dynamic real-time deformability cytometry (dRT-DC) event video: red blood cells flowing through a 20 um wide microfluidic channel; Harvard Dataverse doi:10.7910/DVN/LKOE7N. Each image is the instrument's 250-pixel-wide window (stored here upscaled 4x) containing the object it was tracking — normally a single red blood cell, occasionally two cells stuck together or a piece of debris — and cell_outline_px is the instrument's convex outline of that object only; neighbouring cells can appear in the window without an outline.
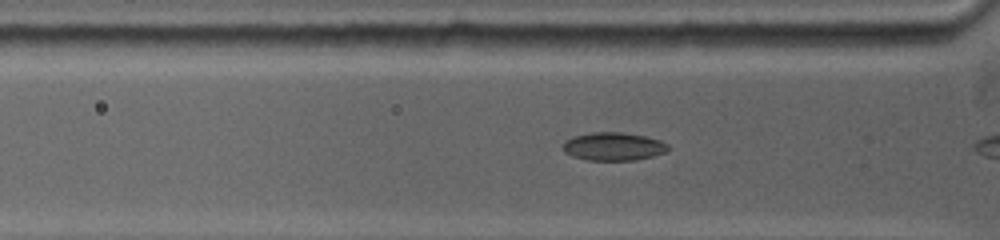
{"species": "common noctule bat (a hibernating species)", "species_latin": "Nyctalus noctula", "temperature_condition": "warm", "stored_images_in_passage": 41, "camera_frame_rate_fps": 5000, "um_per_image_px": 0.085, "animal": {"sex": "female", "body_mass_g": 19.0, "forearm_length_mm": 53.3}, "frame": {"image": 1, "passage_image": 10, "time_ms": 1.6, "image_size_px": [1000, 240], "cell_outline_px": [[672, 148], [668, 152], [636, 160], [588, 160], [572, 156], [564, 152], [560, 148], [560, 144], [564, 140], [576, 136], [592, 132], [620, 132], [644, 136], [660, 140], [668, 144]], "centroid_in_image_um": [52.13, 12.45], "position_along_channel_um": 73.7, "area_um2": 17.51}}
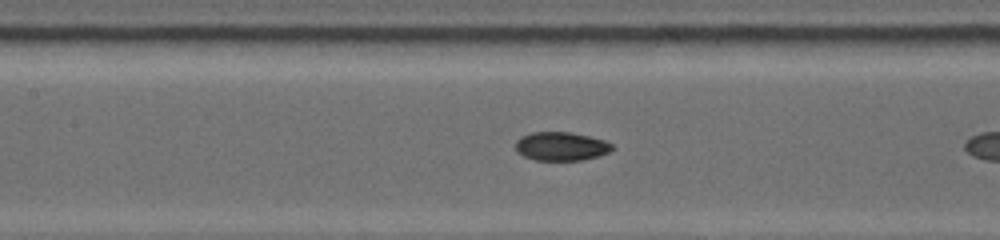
{"frame": {"image": 2, "passage_image": 27, "time_ms": 3.8, "image_size_px": [1000, 240], "cell_outline_px": [[616, 148], [600, 156], [584, 160], [532, 160], [516, 152], [516, 140], [532, 132], [568, 132], [588, 136], [604, 140], [612, 144]], "centroid_in_image_um": [47.72, 12.45], "position_along_channel_um": 159.7, "area_um2": 16.18}}
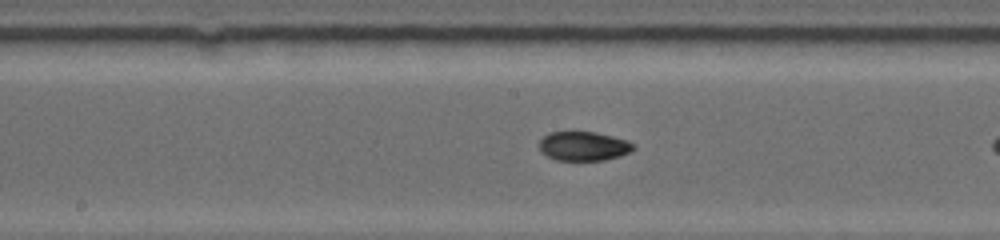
{"frame": {"image": 3, "passage_image": 35, "time_ms": 4.8, "image_size_px": [1000, 240], "cell_outline_px": [[636, 148], [632, 152], [620, 156], [604, 160], [556, 160], [540, 152], [540, 140], [544, 136], [552, 132], [592, 132], [612, 136], [628, 140], [636, 144]], "centroid_in_image_um": [49.66, 12.43], "position_along_channel_um": 198.5, "area_um2": 16.07}}